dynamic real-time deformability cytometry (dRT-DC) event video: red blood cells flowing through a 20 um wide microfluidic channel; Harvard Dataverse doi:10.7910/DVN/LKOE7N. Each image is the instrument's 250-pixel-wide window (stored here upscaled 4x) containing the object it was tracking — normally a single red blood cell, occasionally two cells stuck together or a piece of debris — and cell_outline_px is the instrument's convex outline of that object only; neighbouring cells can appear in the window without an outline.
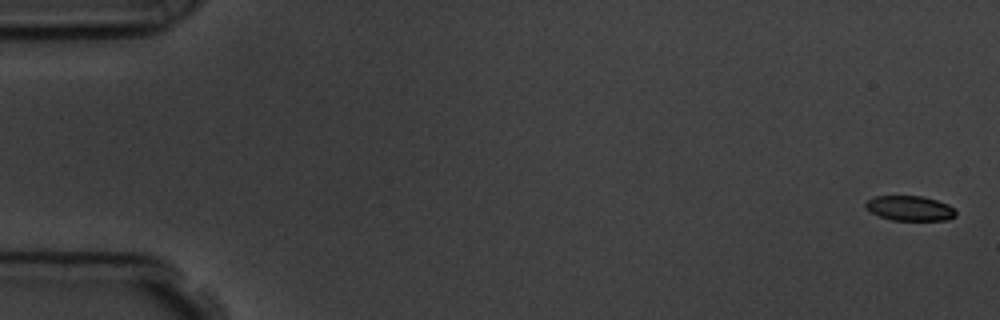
{"species": "common noctule bat (a hibernating species)", "species_latin": "Nyctalus noctula", "temperature_condition": "room temperature", "stored_images_in_passage": 5, "camera_frame_rate_fps": 3000, "um_per_image_px": 0.085, "animal": {"sex": "male", "body_mass_g": 19.5, "forearm_length_mm": 54.6}, "frame": {"image": 1, "passage_image": 1, "time_ms": 0.0, "image_size_px": [1000, 320], "cell_outline_px": [[956, 216], [948, 220], [892, 220], [880, 216], [864, 208], [864, 204], [868, 200], [876, 196], [920, 196], [936, 200], [948, 204], [956, 208]], "centroid_in_image_um": [77.36, 17.7], "position_along_channel_um": 7.6, "area_um2": 13.12}}
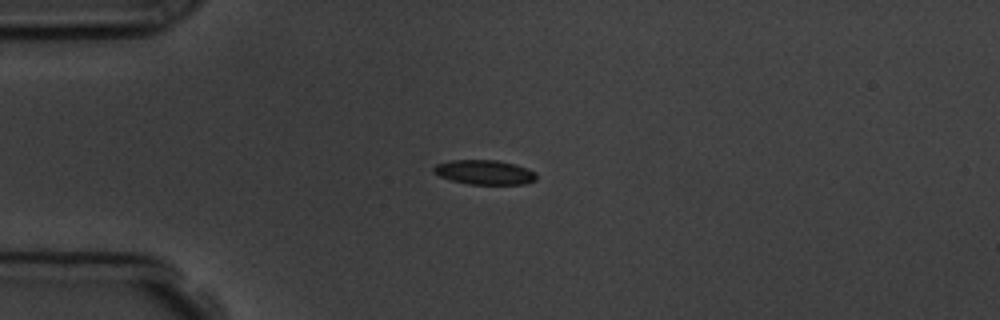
{"frame": {"image": 2, "passage_image": 4, "time_ms": 4.333, "image_size_px": [1000, 320], "cell_outline_px": [[536, 180], [524, 184], [468, 184], [452, 180], [440, 176], [432, 172], [432, 168], [436, 164], [452, 160], [496, 160], [512, 164], [536, 172]], "centroid_in_image_um": [41.15, 14.64], "position_along_channel_um": 43.9, "area_um2": 14.51}}